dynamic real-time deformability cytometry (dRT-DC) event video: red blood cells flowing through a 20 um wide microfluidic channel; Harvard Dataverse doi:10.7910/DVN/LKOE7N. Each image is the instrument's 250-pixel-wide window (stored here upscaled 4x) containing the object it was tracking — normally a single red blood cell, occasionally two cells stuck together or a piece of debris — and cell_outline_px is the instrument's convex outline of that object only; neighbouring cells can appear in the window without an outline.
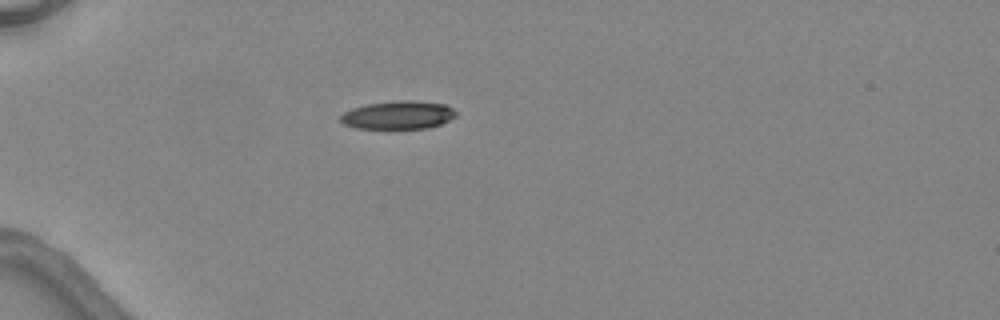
{"species": "common noctule bat (a hibernating species)", "species_latin": "Nyctalus noctula", "temperature_condition": "warm", "stored_images_in_passage": 1, "camera_frame_rate_fps": 3000, "um_per_image_px": 0.085, "animal": {"sex": "female", "body_mass_g": 24.6, "forearm_length_mm": 56.2}, "frame": {"image": 1, "passage_image": 1, "time_ms": 0.0, "image_size_px": [1000, 320], "cell_outline_px": [[456, 116], [440, 124], [428, 128], [356, 128], [344, 124], [340, 120], [340, 116], [344, 112], [352, 108], [368, 104], [400, 100], [412, 100], [444, 104], [452, 108], [456, 112]], "centroid_in_image_um": [33.84, 9.77], "position_along_channel_um": 51.2, "area_um2": 18.79}}